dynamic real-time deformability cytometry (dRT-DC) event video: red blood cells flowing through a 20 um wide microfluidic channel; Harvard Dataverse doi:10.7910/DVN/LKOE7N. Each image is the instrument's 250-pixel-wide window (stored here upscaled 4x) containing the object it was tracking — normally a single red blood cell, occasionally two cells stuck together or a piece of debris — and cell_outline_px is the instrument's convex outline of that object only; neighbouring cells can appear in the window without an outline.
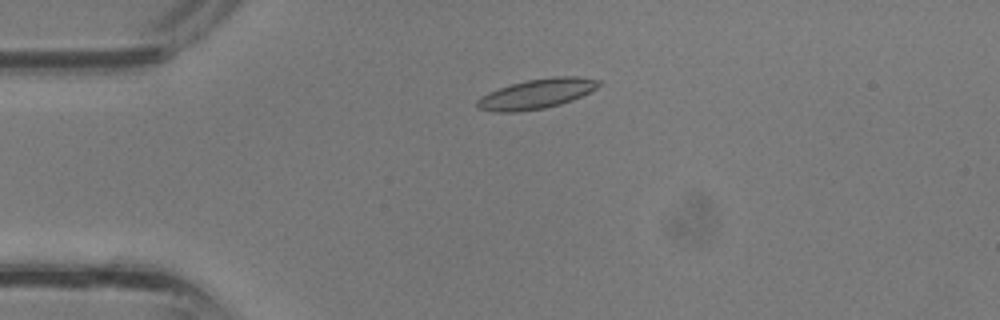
{"species": "common noctule bat (a hibernating species)", "species_latin": "Nyctalus noctula", "temperature_condition": "room temperature", "stored_images_in_passage": 36, "camera_frame_rate_fps": 3000, "um_per_image_px": 0.085, "animal": {"sex": "male", "body_mass_g": 13.3}, "frame": {"image": 1, "passage_image": 8, "time_ms": 2.333, "image_size_px": [1000, 320], "cell_outline_px": [[600, 84], [596, 88], [572, 100], [560, 104], [544, 108], [516, 112], [492, 112], [476, 108], [476, 100], [480, 96], [488, 92], [512, 84], [528, 80], [556, 76], [576, 76], [600, 80]], "centroid_in_image_um": [45.56, 7.98], "position_along_channel_um": 39.4, "area_um2": 20.98}}
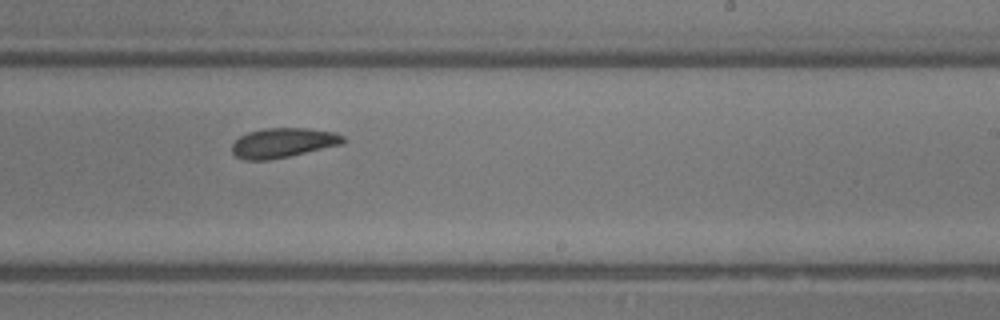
{"frame": {"image": 2, "passage_image": 22, "time_ms": 7.0, "image_size_px": [1000, 320], "cell_outline_px": [[344, 144], [288, 156], [268, 160], [244, 160], [236, 156], [232, 152], [232, 144], [240, 136], [248, 132], [264, 128], [308, 128], [336, 132], [344, 136]], "centroid_in_image_um": [24.07, 12.13], "position_along_channel_um": 264.9, "area_um2": 19.25}}
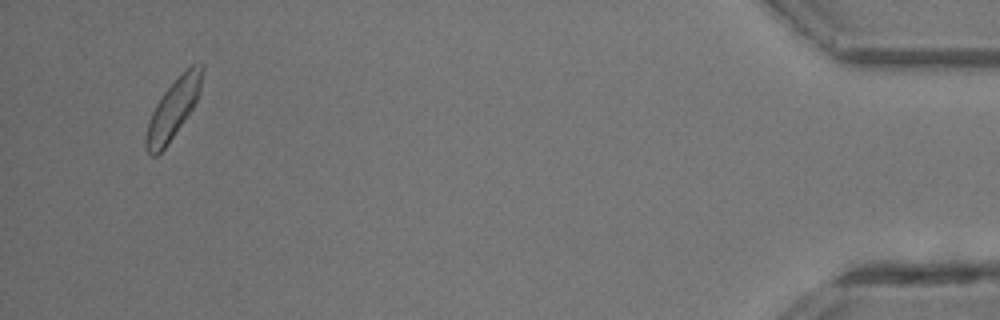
{"frame": {"image": 3, "passage_image": 35, "time_ms": 11.333, "image_size_px": [1000, 320], "cell_outline_px": [[204, 68], [200, 92], [192, 108], [168, 144], [156, 156], [152, 156], [148, 152], [144, 144], [144, 140], [148, 124], [152, 112], [156, 104], [164, 92], [192, 64], [204, 64]], "centroid_in_image_um": [14.72, 9.27], "position_along_channel_um": 420.5, "area_um2": 18.84}}